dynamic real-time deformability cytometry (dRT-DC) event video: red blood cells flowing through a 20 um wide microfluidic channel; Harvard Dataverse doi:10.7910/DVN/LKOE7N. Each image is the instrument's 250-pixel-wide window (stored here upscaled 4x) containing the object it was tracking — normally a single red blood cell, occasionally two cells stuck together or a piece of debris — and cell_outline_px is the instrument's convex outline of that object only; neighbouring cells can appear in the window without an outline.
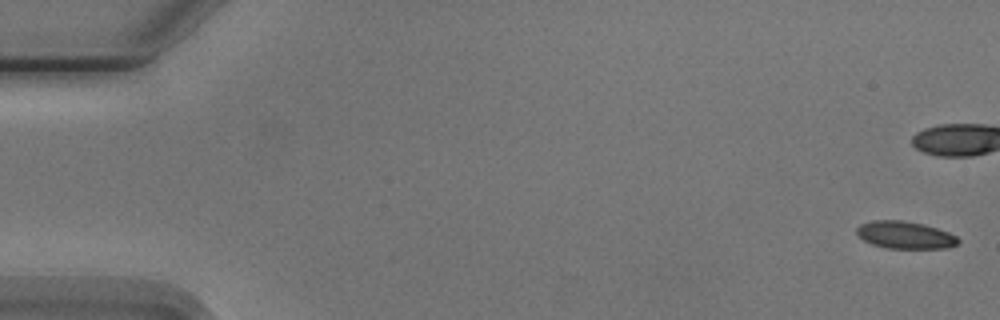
{"species": "Egyptian fruit bat (a non-hibernating species)", "species_latin": "Rousettus aegyptiacus", "temperature_condition": "cold", "stored_images_in_passage": 10, "camera_frame_rate_fps": 3000, "um_per_image_px": 0.085, "animal": {"sex": "male"}, "frame": {"image": 1, "passage_image": 1, "time_ms": 0.0, "image_size_px": [1000, 320], "cell_outline_px": [[960, 240], [956, 244], [944, 248], [888, 248], [872, 244], [864, 240], [856, 232], [856, 228], [860, 224], [872, 220], [900, 220], [924, 224], [948, 232], [956, 236]], "centroid_in_image_um": [76.91, 19.96], "position_along_channel_um": 8.1, "area_um2": 16.01}}
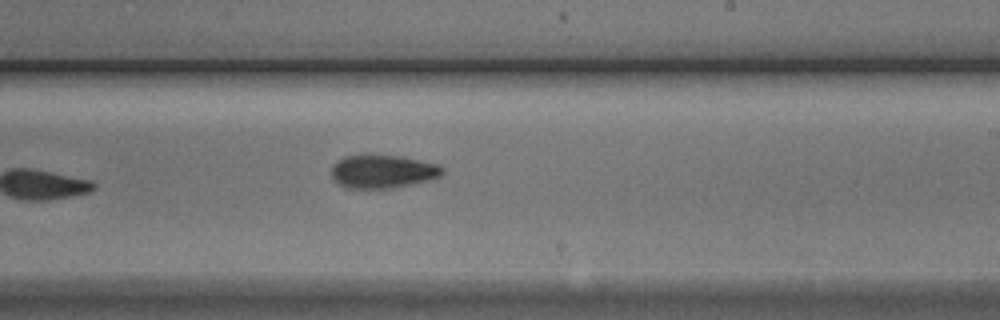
{"frame": {"image": 2, "passage_image": 10, "time_ms": 11.333, "image_size_px": [1000, 320], "cell_outline_px": [[444, 172], [440, 176], [428, 180], [412, 184], [392, 188], [344, 188], [332, 176], [332, 168], [336, 160], [344, 156], [400, 156], [440, 164], [444, 168]], "centroid_in_image_um": [32.56, 14.58], "position_along_channel_um": 256.4, "area_um2": 21.33}}